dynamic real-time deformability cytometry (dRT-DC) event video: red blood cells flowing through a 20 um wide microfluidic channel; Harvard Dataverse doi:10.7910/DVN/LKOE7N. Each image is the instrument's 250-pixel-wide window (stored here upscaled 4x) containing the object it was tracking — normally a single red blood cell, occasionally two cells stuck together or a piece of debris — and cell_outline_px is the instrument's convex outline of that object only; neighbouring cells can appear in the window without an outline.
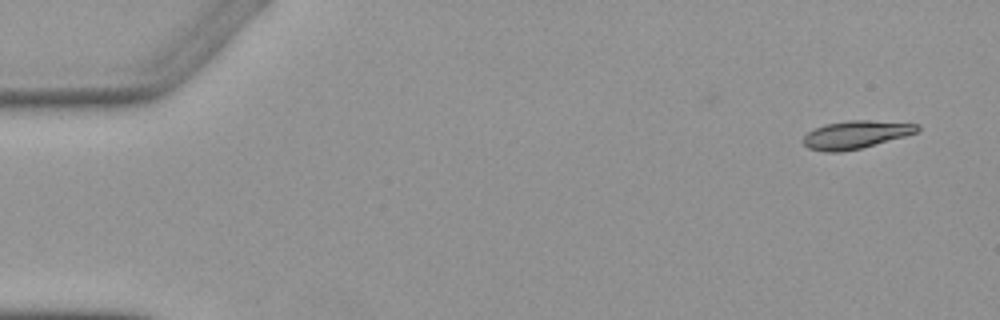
{"species": "Egyptian fruit bat (a non-hibernating species)", "species_latin": "Rousettus aegyptiacus", "temperature_condition": "warm", "stored_images_in_passage": 2, "camera_frame_rate_fps": 3000, "um_per_image_px": 0.085, "animal": {"sex": "female"}, "frame": {"image": 1, "passage_image": 2, "time_ms": 1.333, "image_size_px": [1000, 320], "cell_outline_px": [[920, 128], [916, 132], [904, 136], [860, 148], [840, 152], [824, 152], [808, 148], [804, 144], [804, 136], [808, 132], [824, 124], [848, 120], [872, 120], [920, 124]], "centroid_in_image_um": [72.73, 11.43], "position_along_channel_um": 12.3, "area_um2": 18.38}}